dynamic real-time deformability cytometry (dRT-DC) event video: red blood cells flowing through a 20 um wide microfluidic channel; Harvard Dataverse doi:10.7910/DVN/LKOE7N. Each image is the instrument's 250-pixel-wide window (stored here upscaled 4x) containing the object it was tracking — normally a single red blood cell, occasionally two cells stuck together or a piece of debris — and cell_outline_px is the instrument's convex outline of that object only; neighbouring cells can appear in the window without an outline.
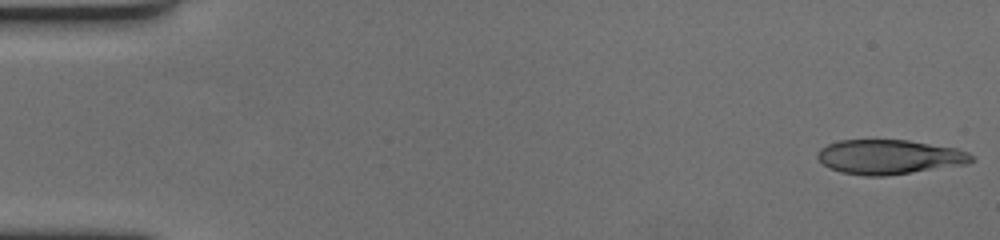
{"species": "human", "species_latin": "Homo sapiens", "temperature_condition": "cold", "stored_images_in_passage": 59, "camera_frame_rate_fps": 3000, "um_per_image_px": 0.085, "donor": {"sex": "female"}, "frame": {"image": 1, "passage_image": 1, "time_ms": 0.0, "image_size_px": [1000, 240], "cell_outline_px": [[976, 160], [968, 164], [884, 176], [864, 176], [840, 172], [828, 168], [816, 156], [820, 148], [828, 144], [840, 140], [908, 140], [956, 148], [968, 152]], "centroid_in_image_um": [75.59, 13.34], "position_along_channel_um": 9.4, "area_um2": 31.04}}
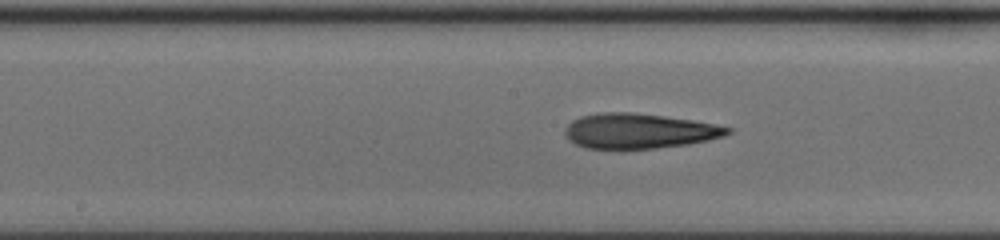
{"frame": {"image": 2, "passage_image": 30, "time_ms": 9.667, "image_size_px": [1000, 240], "cell_outline_px": [[732, 132], [724, 136], [708, 140], [688, 144], [656, 148], [584, 148], [568, 140], [564, 132], [564, 128], [572, 120], [580, 116], [600, 112], [632, 112], [664, 116], [692, 120], [716, 124], [732, 128]], "centroid_in_image_um": [54.3, 11.12], "position_along_channel_um": 193.9, "area_um2": 33.23}}
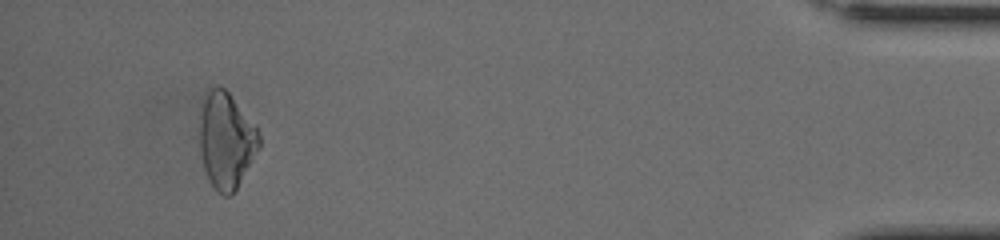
{"frame": {"image": 3, "passage_image": 55, "time_ms": 18.0, "image_size_px": [1000, 240], "cell_outline_px": [[260, 144], [236, 188], [228, 196], [224, 196], [216, 192], [208, 180], [204, 168], [200, 148], [200, 116], [204, 100], [208, 92], [212, 88], [224, 88], [228, 92], [256, 128], [260, 136]], "centroid_in_image_um": [19.2, 11.97], "position_along_channel_um": 416.0, "area_um2": 32.31}, "authors_computed_cell_mechanics": {"area_um2": 32.7148, "velocity_mm_per_s": 3.4966, "shape_relaxation_time_tau1_ms": 7.7553, "shape_relaxation_time_tau2_ms": 5.6033, "deformation_change_tau1": 0.2107, "deformation_change_tau2": 0.1714}}